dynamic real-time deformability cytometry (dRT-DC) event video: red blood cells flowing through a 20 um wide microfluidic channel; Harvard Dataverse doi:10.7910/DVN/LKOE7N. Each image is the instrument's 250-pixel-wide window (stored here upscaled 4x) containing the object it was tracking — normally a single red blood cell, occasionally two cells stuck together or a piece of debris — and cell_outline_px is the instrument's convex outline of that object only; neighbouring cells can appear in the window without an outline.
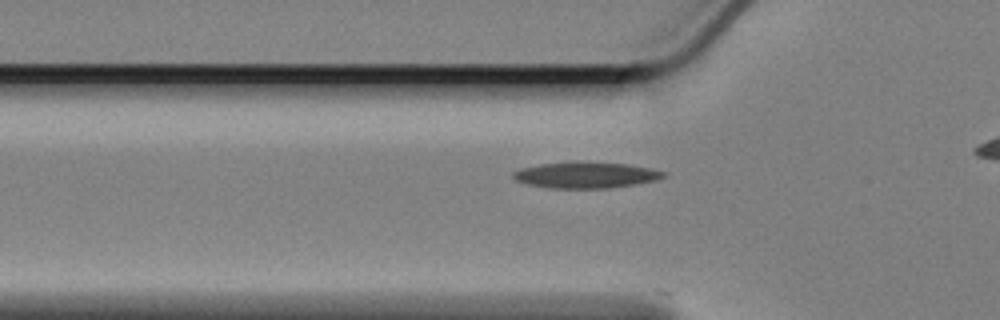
{"species": "Egyptian fruit bat (a non-hibernating species)", "species_latin": "Rousettus aegyptiacus", "temperature_condition": "cold", "stored_images_in_passage": 38, "camera_frame_rate_fps": 3000, "um_per_image_px": 0.085, "animal": {"sex": "female"}, "frame": {"image": 1, "passage_image": 9, "time_ms": 2.667, "image_size_px": [1000, 320], "cell_outline_px": [[668, 176], [656, 180], [608, 188], [552, 188], [528, 184], [516, 180], [512, 176], [512, 172], [520, 168], [540, 164], [576, 160], [628, 164], [652, 168], [668, 172]], "centroid_in_image_um": [49.82, 14.85], "position_along_channel_um": 76.0, "area_um2": 23.24}}
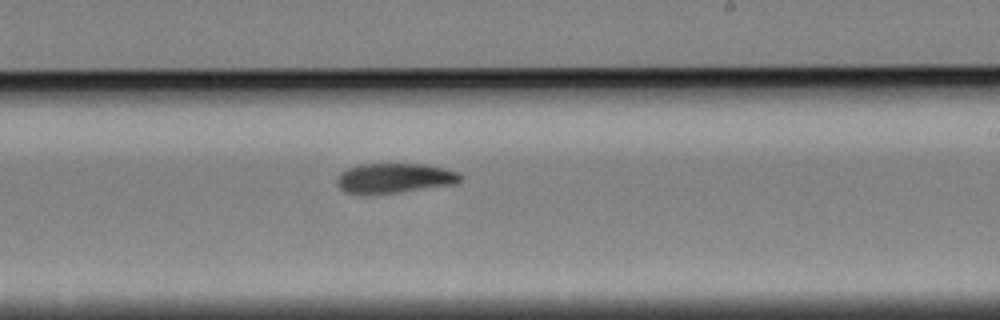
{"frame": {"image": 2, "passage_image": 25, "time_ms": 8.0, "image_size_px": [1000, 320], "cell_outline_px": [[464, 180], [460, 184], [400, 192], [364, 196], [360, 196], [344, 192], [336, 184], [336, 176], [340, 172], [348, 168], [360, 164], [424, 164], [444, 168], [456, 172], [464, 176]], "centroid_in_image_um": [33.52, 15.17], "position_along_channel_um": 255.5, "area_um2": 22.31}}
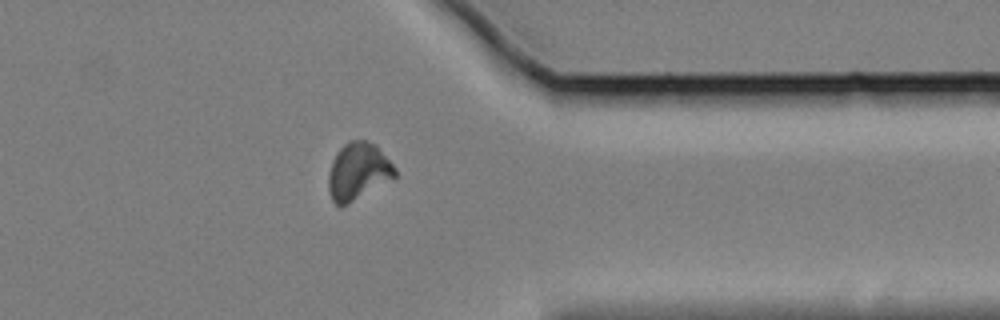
{"frame": {"image": 3, "passage_image": 37, "time_ms": 12.0, "image_size_px": [1000, 320], "cell_outline_px": [[396, 176], [348, 204], [340, 208], [332, 200], [328, 188], [328, 176], [332, 160], [336, 152], [348, 140], [364, 140], [376, 144], [396, 168]], "centroid_in_image_um": [30.42, 14.56], "position_along_channel_um": 381.0, "area_um2": 22.14}}